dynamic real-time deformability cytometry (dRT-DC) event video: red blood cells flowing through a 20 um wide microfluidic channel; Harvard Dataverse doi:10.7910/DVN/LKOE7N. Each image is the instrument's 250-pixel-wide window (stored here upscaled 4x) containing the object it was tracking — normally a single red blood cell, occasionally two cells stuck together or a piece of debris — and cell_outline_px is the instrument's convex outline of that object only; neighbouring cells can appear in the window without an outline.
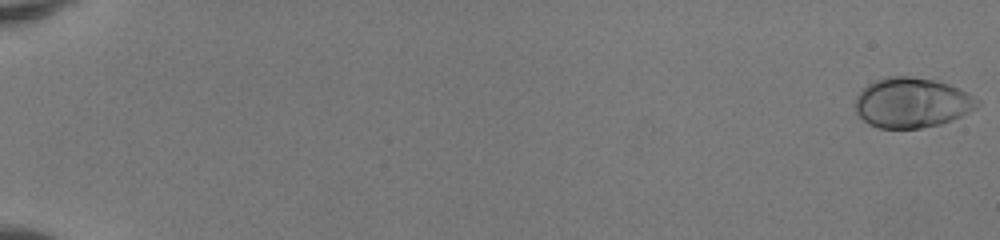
{"species": "human", "species_latin": "Homo sapiens", "temperature_condition": "room temperature", "stored_images_in_passage": 52, "camera_frame_rate_fps": 3000, "um_per_image_px": 0.085, "donor": {"sex": "female"}, "frame": {"image": 1, "passage_image": 1, "time_ms": 0.0, "image_size_px": [1000, 240], "cell_outline_px": [[980, 104], [976, 108], [952, 120], [940, 124], [920, 128], [880, 128], [868, 124], [856, 112], [856, 96], [868, 84], [884, 76], [912, 76], [936, 80], [960, 88], [980, 100]], "centroid_in_image_um": [77.52, 8.72], "position_along_channel_um": 7.5, "area_um2": 35.66}}
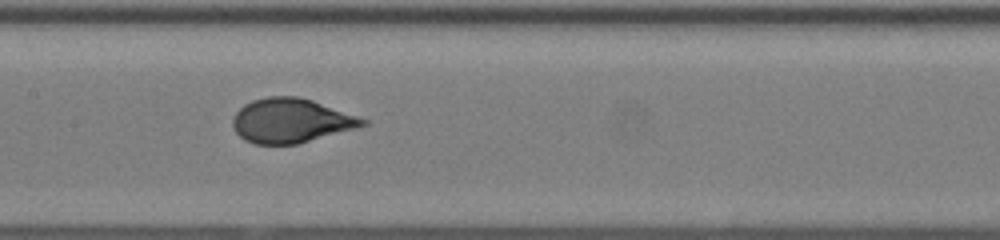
{"frame": {"image": 2, "passage_image": 29, "time_ms": 9.333, "image_size_px": [1000, 240], "cell_outline_px": [[368, 124], [360, 128], [296, 144], [256, 144], [244, 140], [236, 132], [232, 124], [232, 116], [244, 104], [252, 100], [268, 96], [296, 96], [312, 100], [368, 120]], "centroid_in_image_um": [24.73, 10.26], "position_along_channel_um": 182.7, "area_um2": 33.64}}
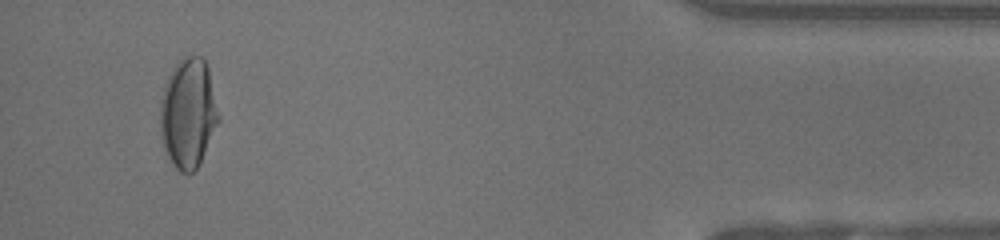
{"frame": {"image": 3, "passage_image": 50, "time_ms": 16.333, "image_size_px": [1000, 240], "cell_outline_px": [[220, 120], [200, 164], [192, 172], [180, 172], [176, 168], [168, 156], [164, 148], [160, 132], [160, 100], [168, 76], [172, 68], [184, 56], [200, 56], [204, 60], [208, 68], [220, 116]], "centroid_in_image_um": [16.0, 9.63], "position_along_channel_um": 419.2, "area_um2": 37.34}, "authors_computed_cell_mechanics": {"area_um2": 33.8708, "velocity_mm_per_s": 4.146, "shape_relaxation_time_tau1_ms": 3.8939, "shape_relaxation_time_tau2_ms": null, "deformation_change_tau1": 0.2144, "deformation_change_tau2": null}}